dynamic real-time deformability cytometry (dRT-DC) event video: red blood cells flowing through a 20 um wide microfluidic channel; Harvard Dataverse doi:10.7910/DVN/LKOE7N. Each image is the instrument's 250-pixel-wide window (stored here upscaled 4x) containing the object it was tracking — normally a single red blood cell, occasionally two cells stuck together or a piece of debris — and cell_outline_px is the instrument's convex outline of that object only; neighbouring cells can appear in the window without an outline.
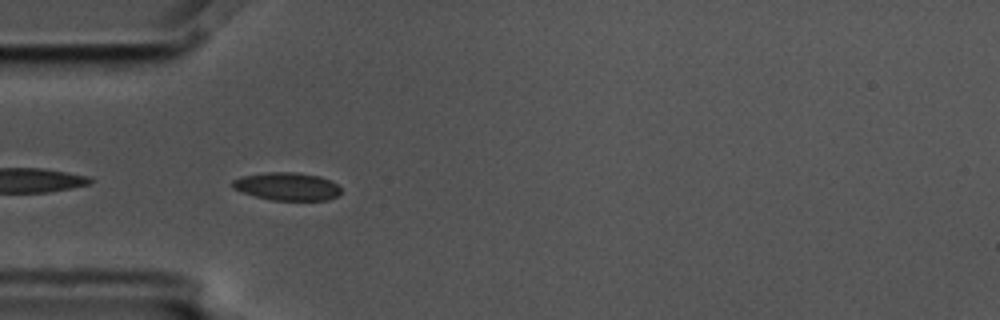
{"species": "common noctule bat (a hibernating species)", "species_latin": "Nyctalus noctula", "temperature_condition": "cold", "stored_images_in_passage": 2, "camera_frame_rate_fps": 3000, "um_per_image_px": 0.085, "animal": {"sex": "male", "body_mass_g": 17.5, "forearm_length_mm": 52.3}, "frame": {"image": 1, "passage_image": 2, "time_ms": 0.333, "image_size_px": [1000, 320], "cell_outline_px": [[340, 192], [336, 196], [328, 200], [272, 200], [256, 196], [232, 188], [232, 180], [240, 176], [268, 172], [296, 172], [320, 176], [336, 184], [340, 188]], "centroid_in_image_um": [24.38, 15.84], "position_along_channel_um": 60.6, "area_um2": 17.51}}